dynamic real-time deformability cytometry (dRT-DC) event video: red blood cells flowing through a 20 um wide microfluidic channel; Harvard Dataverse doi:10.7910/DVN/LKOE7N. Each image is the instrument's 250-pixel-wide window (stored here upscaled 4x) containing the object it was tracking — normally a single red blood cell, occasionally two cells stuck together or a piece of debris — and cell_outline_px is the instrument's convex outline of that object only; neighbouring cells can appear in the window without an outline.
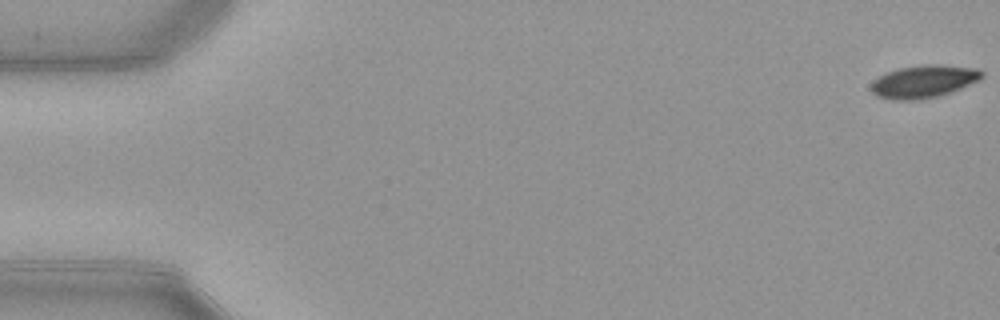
{"species": "common noctule bat (a hibernating species)", "species_latin": "Nyctalus noctula", "temperature_condition": "warm", "stored_images_in_passage": 53, "camera_frame_rate_fps": 3000, "um_per_image_px": 0.085, "animal": {"sex": "female", "body_mass_g": 21.9}, "frame": {"image": 1, "passage_image": 1, "time_ms": 0.0, "image_size_px": [1000, 320], "cell_outline_px": [[984, 76], [980, 80], [940, 96], [924, 100], [892, 100], [876, 96], [872, 92], [872, 80], [888, 72], [900, 68], [924, 64], [940, 64], [976, 68], [984, 72]], "centroid_in_image_um": [78.54, 6.93], "position_along_channel_um": 6.5, "area_um2": 21.27}}
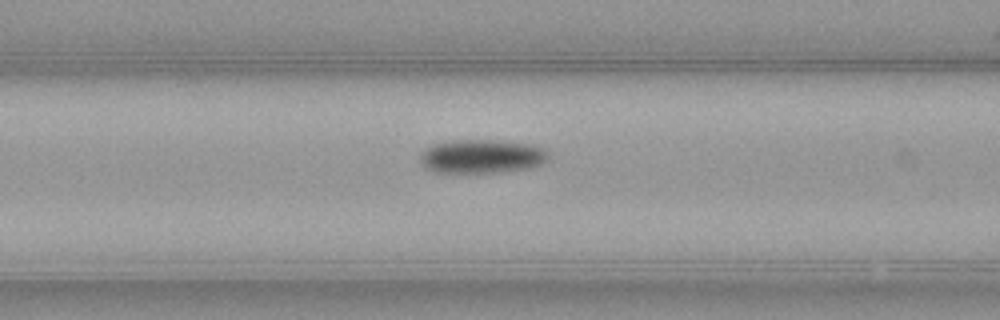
{"frame": {"image": 2, "passage_image": 22, "time_ms": 7.0, "image_size_px": [1000, 320], "cell_outline_px": [[548, 156], [540, 164], [528, 168], [500, 172], [432, 172], [424, 168], [420, 160], [420, 156], [424, 148], [432, 144], [452, 140], [496, 140], [532, 144], [544, 148], [548, 152]], "centroid_in_image_um": [40.9, 13.28], "position_along_channel_um": 125.7, "area_um2": 25.32}}
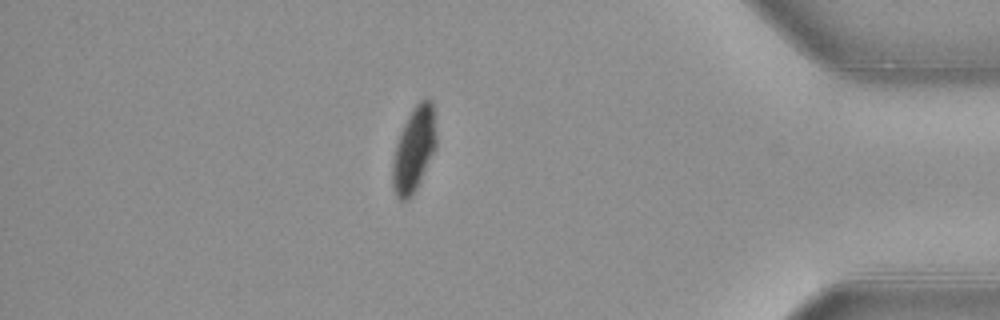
{"frame": {"image": 3, "passage_image": 46, "time_ms": 15.0, "image_size_px": [1000, 320], "cell_outline_px": [[436, 148], [412, 196], [408, 200], [400, 200], [396, 196], [392, 188], [392, 160], [396, 144], [400, 132], [412, 108], [424, 96], [428, 96], [432, 100], [436, 136]], "centroid_in_image_um": [35.18, 12.68], "position_along_channel_um": 400.0, "area_um2": 21.73}, "authors_computed_cell_mechanics": {"area_um2": 23.0622, "velocity_mm_per_s": 3.9346, "shape_relaxation_time_tau1_ms": 2.9401, "shape_relaxation_time_tau2_ms": null, "deformation_change_tau1": 0.1317, "deformation_change_tau2": null}}